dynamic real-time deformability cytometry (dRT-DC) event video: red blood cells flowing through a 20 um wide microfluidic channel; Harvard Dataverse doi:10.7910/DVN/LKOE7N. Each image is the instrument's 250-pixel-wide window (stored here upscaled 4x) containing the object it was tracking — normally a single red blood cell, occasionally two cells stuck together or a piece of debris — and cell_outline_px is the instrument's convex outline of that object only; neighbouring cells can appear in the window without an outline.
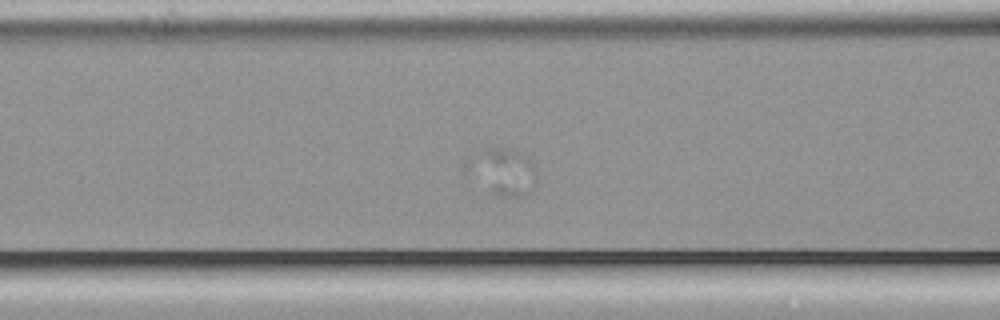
{"species": "common noctule bat (a hibernating species)", "species_latin": "Nyctalus noctula", "temperature_condition": "cold", "stored_images_in_passage": 50, "camera_frame_rate_fps": 3000, "um_per_image_px": 0.085, "animal": {"sex": "male", "body_mass_g": 21.5, "forearm_length_mm": 52.0}, "frame": {"image": 1, "passage_image": 17, "time_ms": 5.333, "image_size_px": [1000, 320], "cell_outline_px": [[536, 188], [532, 192], [524, 196], [492, 196], [484, 152], [488, 148], [516, 148], [532, 160], [536, 168]], "centroid_in_image_um": [43.36, 14.64], "position_along_channel_um": 123.2, "area_um2": 15.26}}